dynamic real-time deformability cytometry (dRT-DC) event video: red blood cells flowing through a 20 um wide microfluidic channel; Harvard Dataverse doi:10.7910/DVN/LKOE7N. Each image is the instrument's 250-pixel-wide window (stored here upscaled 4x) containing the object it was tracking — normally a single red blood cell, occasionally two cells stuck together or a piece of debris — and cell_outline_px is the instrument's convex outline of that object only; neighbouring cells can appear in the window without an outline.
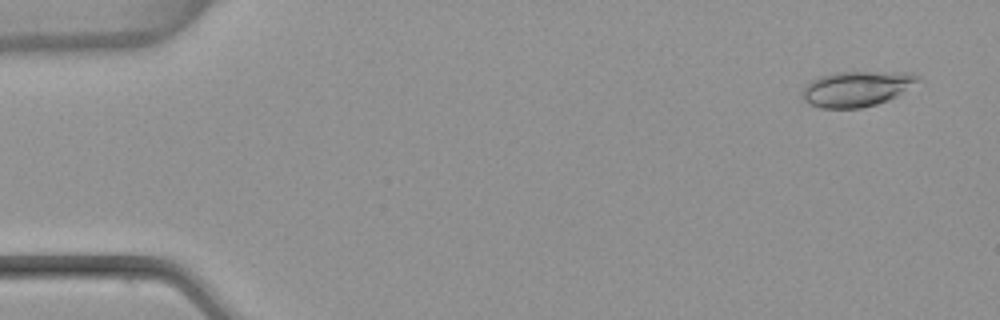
{"species": "common noctule bat (a hibernating species)", "species_latin": "Nyctalus noctula", "temperature_condition": "warm", "stored_images_in_passage": 6, "camera_frame_rate_fps": 3000, "um_per_image_px": 0.085, "animal": {"sex": "female", "body_mass_g": 22.7, "forearm_length_mm": 54.2}, "frame": {"image": 1, "passage_image": 6, "time_ms": 1.667, "image_size_px": [1000, 320], "cell_outline_px": [[920, 80], [896, 96], [888, 100], [876, 104], [860, 108], [820, 108], [808, 104], [800, 96], [804, 88], [812, 80], [820, 76], [836, 72], [912, 72], [920, 76]], "centroid_in_image_um": [72.8, 7.54], "position_along_channel_um": 12.2, "area_um2": 23.81}}